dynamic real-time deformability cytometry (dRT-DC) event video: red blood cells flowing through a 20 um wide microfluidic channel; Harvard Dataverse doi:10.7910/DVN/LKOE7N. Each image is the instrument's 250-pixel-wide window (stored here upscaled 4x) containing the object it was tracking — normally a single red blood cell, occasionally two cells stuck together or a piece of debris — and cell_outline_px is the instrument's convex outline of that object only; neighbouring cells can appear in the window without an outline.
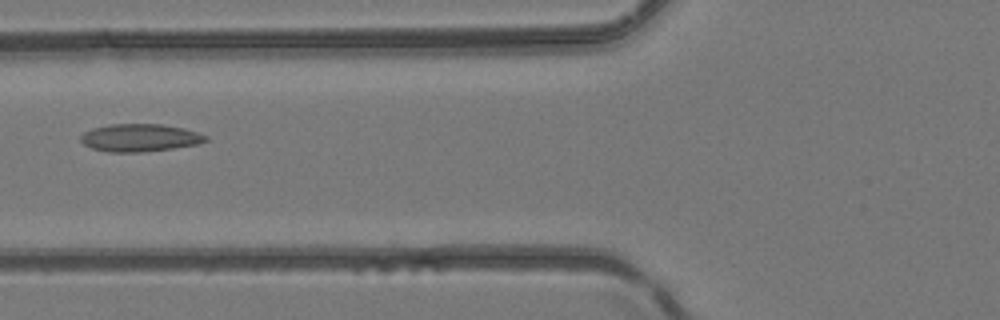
{"species": "common noctule bat (a hibernating species)", "species_latin": "Nyctalus noctula", "temperature_condition": "room temperature", "stored_images_in_passage": 3, "camera_frame_rate_fps": 3000, "um_per_image_px": 0.085, "animal": {"sex": "female", "body_mass_g": 24.6, "forearm_length_mm": 56.2}, "frame": {"image": 1, "passage_image": 3, "time_ms": 0.667, "image_size_px": [1000, 320], "cell_outline_px": [[208, 140], [200, 144], [172, 148], [140, 152], [108, 152], [92, 148], [84, 144], [80, 140], [80, 136], [84, 132], [92, 128], [108, 124], [160, 124], [184, 128], [208, 136]], "centroid_in_image_um": [11.88, 11.7], "position_along_channel_um": 113.9, "area_um2": 20.17}}